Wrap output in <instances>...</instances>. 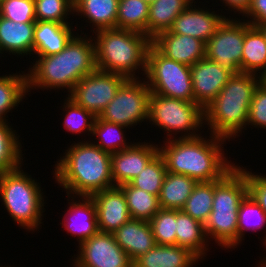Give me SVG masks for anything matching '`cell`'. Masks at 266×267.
Wrapping results in <instances>:
<instances>
[{
  "mask_svg": "<svg viewBox=\"0 0 266 267\" xmlns=\"http://www.w3.org/2000/svg\"><path fill=\"white\" fill-rule=\"evenodd\" d=\"M93 33L96 36L93 41L97 70L120 74L127 79H140V69L142 76L145 75L147 52L151 45V40L145 34L117 28Z\"/></svg>",
  "mask_w": 266,
  "mask_h": 267,
  "instance_id": "obj_5",
  "label": "cell"
},
{
  "mask_svg": "<svg viewBox=\"0 0 266 267\" xmlns=\"http://www.w3.org/2000/svg\"><path fill=\"white\" fill-rule=\"evenodd\" d=\"M159 144L135 142L131 147L111 154L112 178L115 186L129 183L159 152Z\"/></svg>",
  "mask_w": 266,
  "mask_h": 267,
  "instance_id": "obj_15",
  "label": "cell"
},
{
  "mask_svg": "<svg viewBox=\"0 0 266 267\" xmlns=\"http://www.w3.org/2000/svg\"><path fill=\"white\" fill-rule=\"evenodd\" d=\"M126 128L123 125L105 121L97 116L93 125L92 136H96L94 139L96 140L97 138L98 141L92 140L91 142H94V145L110 154L124 150L134 144V142L128 143L127 138H125L124 132L126 130L124 129Z\"/></svg>",
  "mask_w": 266,
  "mask_h": 267,
  "instance_id": "obj_31",
  "label": "cell"
},
{
  "mask_svg": "<svg viewBox=\"0 0 266 267\" xmlns=\"http://www.w3.org/2000/svg\"><path fill=\"white\" fill-rule=\"evenodd\" d=\"M84 140L69 145L54 165L53 178L70 196H91L115 187L111 154Z\"/></svg>",
  "mask_w": 266,
  "mask_h": 267,
  "instance_id": "obj_3",
  "label": "cell"
},
{
  "mask_svg": "<svg viewBox=\"0 0 266 267\" xmlns=\"http://www.w3.org/2000/svg\"><path fill=\"white\" fill-rule=\"evenodd\" d=\"M150 96L146 80L127 79L98 117L127 128L148 122Z\"/></svg>",
  "mask_w": 266,
  "mask_h": 267,
  "instance_id": "obj_10",
  "label": "cell"
},
{
  "mask_svg": "<svg viewBox=\"0 0 266 267\" xmlns=\"http://www.w3.org/2000/svg\"><path fill=\"white\" fill-rule=\"evenodd\" d=\"M148 121L167 132L168 137L165 140L177 138L176 134H179L178 138H194L202 135V131L200 133L198 131L206 127L204 109L200 105L152 93L149 100Z\"/></svg>",
  "mask_w": 266,
  "mask_h": 267,
  "instance_id": "obj_8",
  "label": "cell"
},
{
  "mask_svg": "<svg viewBox=\"0 0 266 267\" xmlns=\"http://www.w3.org/2000/svg\"><path fill=\"white\" fill-rule=\"evenodd\" d=\"M242 72L266 79V38L261 29L245 21ZM259 73V74H258Z\"/></svg>",
  "mask_w": 266,
  "mask_h": 267,
  "instance_id": "obj_25",
  "label": "cell"
},
{
  "mask_svg": "<svg viewBox=\"0 0 266 267\" xmlns=\"http://www.w3.org/2000/svg\"><path fill=\"white\" fill-rule=\"evenodd\" d=\"M113 235L132 263L156 245L149 221L130 219Z\"/></svg>",
  "mask_w": 266,
  "mask_h": 267,
  "instance_id": "obj_20",
  "label": "cell"
},
{
  "mask_svg": "<svg viewBox=\"0 0 266 267\" xmlns=\"http://www.w3.org/2000/svg\"><path fill=\"white\" fill-rule=\"evenodd\" d=\"M34 8L36 21L70 23L69 16H75L74 0H34Z\"/></svg>",
  "mask_w": 266,
  "mask_h": 267,
  "instance_id": "obj_38",
  "label": "cell"
},
{
  "mask_svg": "<svg viewBox=\"0 0 266 267\" xmlns=\"http://www.w3.org/2000/svg\"><path fill=\"white\" fill-rule=\"evenodd\" d=\"M68 197V213L65 212L63 222H60L67 233L77 237L79 245L99 232L96 205L91 196ZM71 201H70V199ZM80 198V200H79ZM73 200V201H72Z\"/></svg>",
  "mask_w": 266,
  "mask_h": 267,
  "instance_id": "obj_18",
  "label": "cell"
},
{
  "mask_svg": "<svg viewBox=\"0 0 266 267\" xmlns=\"http://www.w3.org/2000/svg\"><path fill=\"white\" fill-rule=\"evenodd\" d=\"M248 193L266 213V175L254 174L246 169Z\"/></svg>",
  "mask_w": 266,
  "mask_h": 267,
  "instance_id": "obj_42",
  "label": "cell"
},
{
  "mask_svg": "<svg viewBox=\"0 0 266 267\" xmlns=\"http://www.w3.org/2000/svg\"><path fill=\"white\" fill-rule=\"evenodd\" d=\"M70 23L36 21L34 55L36 57L60 53L76 35Z\"/></svg>",
  "mask_w": 266,
  "mask_h": 267,
  "instance_id": "obj_21",
  "label": "cell"
},
{
  "mask_svg": "<svg viewBox=\"0 0 266 267\" xmlns=\"http://www.w3.org/2000/svg\"><path fill=\"white\" fill-rule=\"evenodd\" d=\"M151 44L165 57L187 66L205 58V43L195 37L165 31L151 40Z\"/></svg>",
  "mask_w": 266,
  "mask_h": 267,
  "instance_id": "obj_19",
  "label": "cell"
},
{
  "mask_svg": "<svg viewBox=\"0 0 266 267\" xmlns=\"http://www.w3.org/2000/svg\"><path fill=\"white\" fill-rule=\"evenodd\" d=\"M198 261L201 260L187 248L156 244L132 264L133 267H194Z\"/></svg>",
  "mask_w": 266,
  "mask_h": 267,
  "instance_id": "obj_23",
  "label": "cell"
},
{
  "mask_svg": "<svg viewBox=\"0 0 266 267\" xmlns=\"http://www.w3.org/2000/svg\"><path fill=\"white\" fill-rule=\"evenodd\" d=\"M194 101L203 109L220 93L234 74L218 63L203 58L190 66Z\"/></svg>",
  "mask_w": 266,
  "mask_h": 267,
  "instance_id": "obj_14",
  "label": "cell"
},
{
  "mask_svg": "<svg viewBox=\"0 0 266 267\" xmlns=\"http://www.w3.org/2000/svg\"><path fill=\"white\" fill-rule=\"evenodd\" d=\"M197 6L194 2L185 11H182L173 21L168 31L174 34L195 37L206 43L228 17L216 14L214 9L211 11L204 6L203 8L205 9Z\"/></svg>",
  "mask_w": 266,
  "mask_h": 267,
  "instance_id": "obj_17",
  "label": "cell"
},
{
  "mask_svg": "<svg viewBox=\"0 0 266 267\" xmlns=\"http://www.w3.org/2000/svg\"><path fill=\"white\" fill-rule=\"evenodd\" d=\"M142 1H144V2H146V3H148V4H151V3H153L155 0H142Z\"/></svg>",
  "mask_w": 266,
  "mask_h": 267,
  "instance_id": "obj_47",
  "label": "cell"
},
{
  "mask_svg": "<svg viewBox=\"0 0 266 267\" xmlns=\"http://www.w3.org/2000/svg\"><path fill=\"white\" fill-rule=\"evenodd\" d=\"M22 165L0 174V198L12 221L28 232H35L43 224L45 196L40 183Z\"/></svg>",
  "mask_w": 266,
  "mask_h": 267,
  "instance_id": "obj_7",
  "label": "cell"
},
{
  "mask_svg": "<svg viewBox=\"0 0 266 267\" xmlns=\"http://www.w3.org/2000/svg\"><path fill=\"white\" fill-rule=\"evenodd\" d=\"M73 267H133L113 233L98 232L78 245Z\"/></svg>",
  "mask_w": 266,
  "mask_h": 267,
  "instance_id": "obj_13",
  "label": "cell"
},
{
  "mask_svg": "<svg viewBox=\"0 0 266 267\" xmlns=\"http://www.w3.org/2000/svg\"><path fill=\"white\" fill-rule=\"evenodd\" d=\"M246 167L236 165L222 179L214 181L212 211L204 224L207 239L220 248L238 246V210L248 194Z\"/></svg>",
  "mask_w": 266,
  "mask_h": 267,
  "instance_id": "obj_6",
  "label": "cell"
},
{
  "mask_svg": "<svg viewBox=\"0 0 266 267\" xmlns=\"http://www.w3.org/2000/svg\"><path fill=\"white\" fill-rule=\"evenodd\" d=\"M83 34L76 32L60 53L35 58L26 72L28 92L66 88L69 95L77 82L97 70L93 35Z\"/></svg>",
  "mask_w": 266,
  "mask_h": 267,
  "instance_id": "obj_2",
  "label": "cell"
},
{
  "mask_svg": "<svg viewBox=\"0 0 266 267\" xmlns=\"http://www.w3.org/2000/svg\"><path fill=\"white\" fill-rule=\"evenodd\" d=\"M213 196L214 181L197 182L181 210L205 224L212 211Z\"/></svg>",
  "mask_w": 266,
  "mask_h": 267,
  "instance_id": "obj_34",
  "label": "cell"
},
{
  "mask_svg": "<svg viewBox=\"0 0 266 267\" xmlns=\"http://www.w3.org/2000/svg\"><path fill=\"white\" fill-rule=\"evenodd\" d=\"M244 21L250 25H265L266 24V0H251L250 9L243 16Z\"/></svg>",
  "mask_w": 266,
  "mask_h": 267,
  "instance_id": "obj_43",
  "label": "cell"
},
{
  "mask_svg": "<svg viewBox=\"0 0 266 267\" xmlns=\"http://www.w3.org/2000/svg\"><path fill=\"white\" fill-rule=\"evenodd\" d=\"M244 39L245 21H241L238 17L231 19L229 15L205 43V58L233 73H240Z\"/></svg>",
  "mask_w": 266,
  "mask_h": 267,
  "instance_id": "obj_11",
  "label": "cell"
},
{
  "mask_svg": "<svg viewBox=\"0 0 266 267\" xmlns=\"http://www.w3.org/2000/svg\"><path fill=\"white\" fill-rule=\"evenodd\" d=\"M149 4L142 0H119L116 28L146 35Z\"/></svg>",
  "mask_w": 266,
  "mask_h": 267,
  "instance_id": "obj_32",
  "label": "cell"
},
{
  "mask_svg": "<svg viewBox=\"0 0 266 267\" xmlns=\"http://www.w3.org/2000/svg\"><path fill=\"white\" fill-rule=\"evenodd\" d=\"M118 2L119 0H74V14L83 17L90 23L89 26L92 25L91 32L116 28Z\"/></svg>",
  "mask_w": 266,
  "mask_h": 267,
  "instance_id": "obj_24",
  "label": "cell"
},
{
  "mask_svg": "<svg viewBox=\"0 0 266 267\" xmlns=\"http://www.w3.org/2000/svg\"><path fill=\"white\" fill-rule=\"evenodd\" d=\"M266 213L248 193L241 201L238 210V246L244 240L247 231H258L265 227Z\"/></svg>",
  "mask_w": 266,
  "mask_h": 267,
  "instance_id": "obj_36",
  "label": "cell"
},
{
  "mask_svg": "<svg viewBox=\"0 0 266 267\" xmlns=\"http://www.w3.org/2000/svg\"><path fill=\"white\" fill-rule=\"evenodd\" d=\"M145 77L152 94L195 102L190 66L165 57L152 44L147 52Z\"/></svg>",
  "mask_w": 266,
  "mask_h": 267,
  "instance_id": "obj_9",
  "label": "cell"
},
{
  "mask_svg": "<svg viewBox=\"0 0 266 267\" xmlns=\"http://www.w3.org/2000/svg\"><path fill=\"white\" fill-rule=\"evenodd\" d=\"M29 94L26 72L0 76V121H7L8 112L16 109Z\"/></svg>",
  "mask_w": 266,
  "mask_h": 267,
  "instance_id": "obj_29",
  "label": "cell"
},
{
  "mask_svg": "<svg viewBox=\"0 0 266 267\" xmlns=\"http://www.w3.org/2000/svg\"><path fill=\"white\" fill-rule=\"evenodd\" d=\"M258 267H266V257L261 259V261L257 265Z\"/></svg>",
  "mask_w": 266,
  "mask_h": 267,
  "instance_id": "obj_45",
  "label": "cell"
},
{
  "mask_svg": "<svg viewBox=\"0 0 266 267\" xmlns=\"http://www.w3.org/2000/svg\"><path fill=\"white\" fill-rule=\"evenodd\" d=\"M218 1L224 4L223 5L224 8L225 7L228 8V9L225 8L226 11L228 10L230 12L233 10L235 14H241L242 16H244L248 12L251 5V0H218Z\"/></svg>",
  "mask_w": 266,
  "mask_h": 267,
  "instance_id": "obj_44",
  "label": "cell"
},
{
  "mask_svg": "<svg viewBox=\"0 0 266 267\" xmlns=\"http://www.w3.org/2000/svg\"><path fill=\"white\" fill-rule=\"evenodd\" d=\"M176 245L189 249L199 259H205L209 242L204 224L182 210H176Z\"/></svg>",
  "mask_w": 266,
  "mask_h": 267,
  "instance_id": "obj_26",
  "label": "cell"
},
{
  "mask_svg": "<svg viewBox=\"0 0 266 267\" xmlns=\"http://www.w3.org/2000/svg\"><path fill=\"white\" fill-rule=\"evenodd\" d=\"M96 205L99 232L114 233L131 218L123 190L119 186L91 195Z\"/></svg>",
  "mask_w": 266,
  "mask_h": 267,
  "instance_id": "obj_16",
  "label": "cell"
},
{
  "mask_svg": "<svg viewBox=\"0 0 266 267\" xmlns=\"http://www.w3.org/2000/svg\"><path fill=\"white\" fill-rule=\"evenodd\" d=\"M0 16L18 22H36L34 0H0Z\"/></svg>",
  "mask_w": 266,
  "mask_h": 267,
  "instance_id": "obj_40",
  "label": "cell"
},
{
  "mask_svg": "<svg viewBox=\"0 0 266 267\" xmlns=\"http://www.w3.org/2000/svg\"><path fill=\"white\" fill-rule=\"evenodd\" d=\"M256 26L261 29V31L263 32V34L265 35V38H266V24L265 25H256Z\"/></svg>",
  "mask_w": 266,
  "mask_h": 267,
  "instance_id": "obj_46",
  "label": "cell"
},
{
  "mask_svg": "<svg viewBox=\"0 0 266 267\" xmlns=\"http://www.w3.org/2000/svg\"><path fill=\"white\" fill-rule=\"evenodd\" d=\"M8 121H0V174L23 164L22 141ZM18 135V136H17Z\"/></svg>",
  "mask_w": 266,
  "mask_h": 267,
  "instance_id": "obj_30",
  "label": "cell"
},
{
  "mask_svg": "<svg viewBox=\"0 0 266 267\" xmlns=\"http://www.w3.org/2000/svg\"><path fill=\"white\" fill-rule=\"evenodd\" d=\"M119 187L125 194L132 219L149 221L161 209L158 196L133 187L130 183Z\"/></svg>",
  "mask_w": 266,
  "mask_h": 267,
  "instance_id": "obj_33",
  "label": "cell"
},
{
  "mask_svg": "<svg viewBox=\"0 0 266 267\" xmlns=\"http://www.w3.org/2000/svg\"><path fill=\"white\" fill-rule=\"evenodd\" d=\"M192 3L191 0H155L149 4L146 36L153 40L158 34L168 31L173 21Z\"/></svg>",
  "mask_w": 266,
  "mask_h": 267,
  "instance_id": "obj_27",
  "label": "cell"
},
{
  "mask_svg": "<svg viewBox=\"0 0 266 267\" xmlns=\"http://www.w3.org/2000/svg\"><path fill=\"white\" fill-rule=\"evenodd\" d=\"M263 80L259 75L234 73L218 96L204 109V124L210 130L209 134L228 141L240 137L247 127L254 92Z\"/></svg>",
  "mask_w": 266,
  "mask_h": 267,
  "instance_id": "obj_4",
  "label": "cell"
},
{
  "mask_svg": "<svg viewBox=\"0 0 266 267\" xmlns=\"http://www.w3.org/2000/svg\"><path fill=\"white\" fill-rule=\"evenodd\" d=\"M149 223L156 244L176 245V210L160 209Z\"/></svg>",
  "mask_w": 266,
  "mask_h": 267,
  "instance_id": "obj_39",
  "label": "cell"
},
{
  "mask_svg": "<svg viewBox=\"0 0 266 267\" xmlns=\"http://www.w3.org/2000/svg\"><path fill=\"white\" fill-rule=\"evenodd\" d=\"M196 184L186 175L166 172L158 197L160 208L181 210Z\"/></svg>",
  "mask_w": 266,
  "mask_h": 267,
  "instance_id": "obj_28",
  "label": "cell"
},
{
  "mask_svg": "<svg viewBox=\"0 0 266 267\" xmlns=\"http://www.w3.org/2000/svg\"><path fill=\"white\" fill-rule=\"evenodd\" d=\"M126 80L120 74L96 70L77 82L68 97L97 117Z\"/></svg>",
  "mask_w": 266,
  "mask_h": 267,
  "instance_id": "obj_12",
  "label": "cell"
},
{
  "mask_svg": "<svg viewBox=\"0 0 266 267\" xmlns=\"http://www.w3.org/2000/svg\"><path fill=\"white\" fill-rule=\"evenodd\" d=\"M167 170L164 158L158 152L146 167L129 183L138 189L159 197Z\"/></svg>",
  "mask_w": 266,
  "mask_h": 267,
  "instance_id": "obj_35",
  "label": "cell"
},
{
  "mask_svg": "<svg viewBox=\"0 0 266 267\" xmlns=\"http://www.w3.org/2000/svg\"><path fill=\"white\" fill-rule=\"evenodd\" d=\"M209 137V139H207ZM204 138H172L159 145L167 172L183 174L197 182L222 179L236 165L225 157V138L210 134ZM223 146V147H222Z\"/></svg>",
  "mask_w": 266,
  "mask_h": 267,
  "instance_id": "obj_1",
  "label": "cell"
},
{
  "mask_svg": "<svg viewBox=\"0 0 266 267\" xmlns=\"http://www.w3.org/2000/svg\"><path fill=\"white\" fill-rule=\"evenodd\" d=\"M63 103L64 121L62 122L63 129L74 134H86L92 137L93 125L96 116L90 111L77 105L72 99L66 97Z\"/></svg>",
  "mask_w": 266,
  "mask_h": 267,
  "instance_id": "obj_37",
  "label": "cell"
},
{
  "mask_svg": "<svg viewBox=\"0 0 266 267\" xmlns=\"http://www.w3.org/2000/svg\"><path fill=\"white\" fill-rule=\"evenodd\" d=\"M266 128V80L264 79L256 88L250 103L247 126Z\"/></svg>",
  "mask_w": 266,
  "mask_h": 267,
  "instance_id": "obj_41",
  "label": "cell"
},
{
  "mask_svg": "<svg viewBox=\"0 0 266 267\" xmlns=\"http://www.w3.org/2000/svg\"><path fill=\"white\" fill-rule=\"evenodd\" d=\"M36 22H14L0 16V54L25 56L34 52V28Z\"/></svg>",
  "mask_w": 266,
  "mask_h": 267,
  "instance_id": "obj_22",
  "label": "cell"
}]
</instances>
